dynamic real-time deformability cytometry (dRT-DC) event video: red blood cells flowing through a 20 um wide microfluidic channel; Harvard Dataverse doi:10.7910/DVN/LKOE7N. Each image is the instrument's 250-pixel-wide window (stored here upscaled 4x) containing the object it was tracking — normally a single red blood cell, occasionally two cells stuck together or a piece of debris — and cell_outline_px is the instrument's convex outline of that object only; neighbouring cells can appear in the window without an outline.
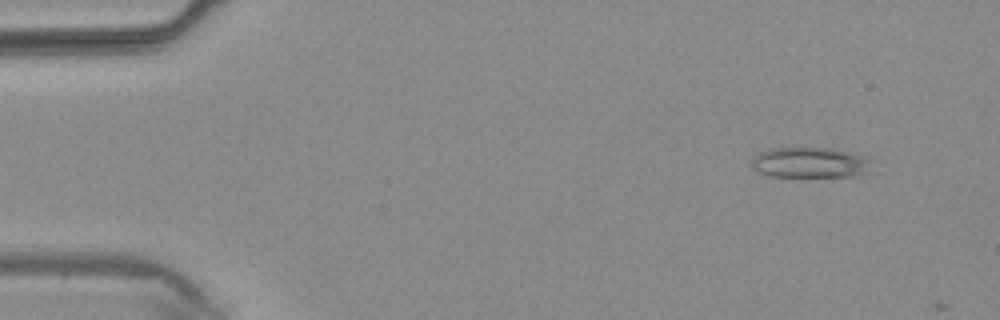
{"species": "common noctule bat (a hibernating species)", "species_latin": "Nyctalus noctula", "temperature_condition": "warm", "stored_images_in_passage": 2, "camera_frame_rate_fps": 3000, "um_per_image_px": 0.085, "animal": {"sex": "male", "body_mass_g": 20.4}, "frame": {"image": 1, "passage_image": 1, "time_ms": 0.0, "image_size_px": [1000, 320], "cell_outline_px": [[876, 172], [856, 176], [772, 176], [760, 172], [752, 168], [752, 156], [756, 152], [768, 148], [832, 148], [864, 156], [872, 160]], "centroid_in_image_um": [68.93, 13.82], "position_along_channel_um": 16.1, "area_um2": 21.91}}